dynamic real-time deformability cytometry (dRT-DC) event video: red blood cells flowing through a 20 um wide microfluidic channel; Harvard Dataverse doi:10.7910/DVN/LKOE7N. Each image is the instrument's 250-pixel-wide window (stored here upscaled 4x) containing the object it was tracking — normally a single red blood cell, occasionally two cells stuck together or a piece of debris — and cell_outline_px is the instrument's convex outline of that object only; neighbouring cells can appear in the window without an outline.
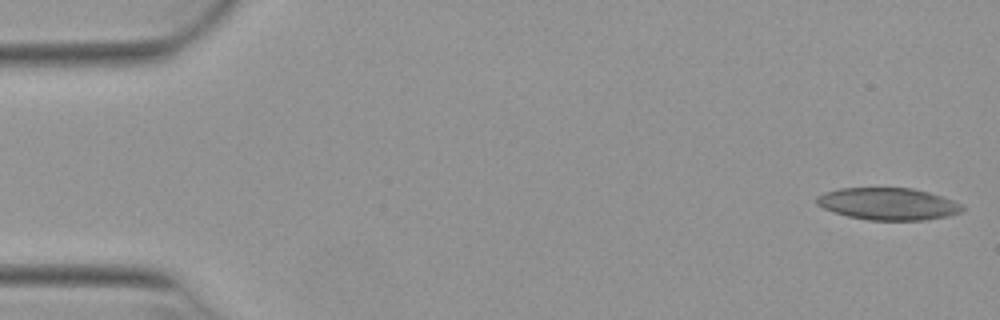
{"species": "Egyptian fruit bat (a non-hibernating species)", "species_latin": "Rousettus aegyptiacus", "temperature_condition": "warm", "stored_images_in_passage": 51, "camera_frame_rate_fps": 3000, "um_per_image_px": 0.085, "animal": {"sex": "female"}, "frame": {"image": 1, "passage_image": 1, "time_ms": 0.0, "image_size_px": [1000, 320], "cell_outline_px": [[964, 208], [960, 212], [948, 216], [924, 220], [868, 220], [848, 216], [832, 212], [816, 204], [816, 196], [824, 192], [840, 188], [912, 188], [928, 192], [952, 200], [960, 204]], "centroid_in_image_um": [75.44, 17.33], "position_along_channel_um": 9.6, "area_um2": 27.17}}
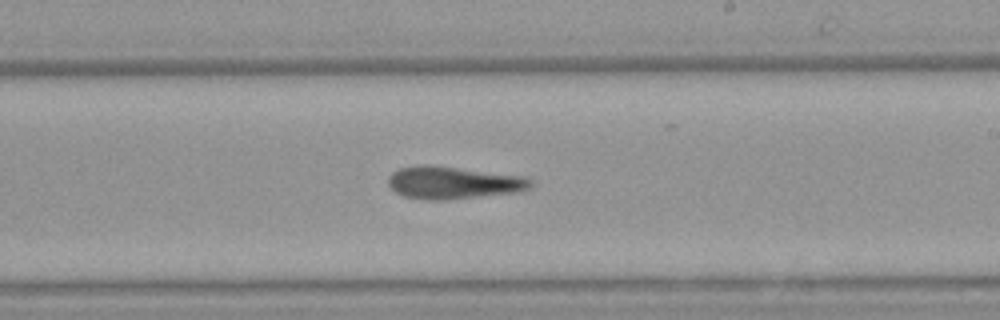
{"frame": {"image": 2, "passage_image": 30, "time_ms": 9.667, "image_size_px": [1000, 320], "cell_outline_px": [[532, 184], [528, 188], [520, 192], [436, 200], [428, 200], [404, 196], [396, 192], [388, 184], [388, 176], [396, 168], [420, 164], [428, 164], [524, 176], [532, 180]], "centroid_in_image_um": [38.48, 15.5], "position_along_channel_um": 250.5, "area_um2": 26.88}}
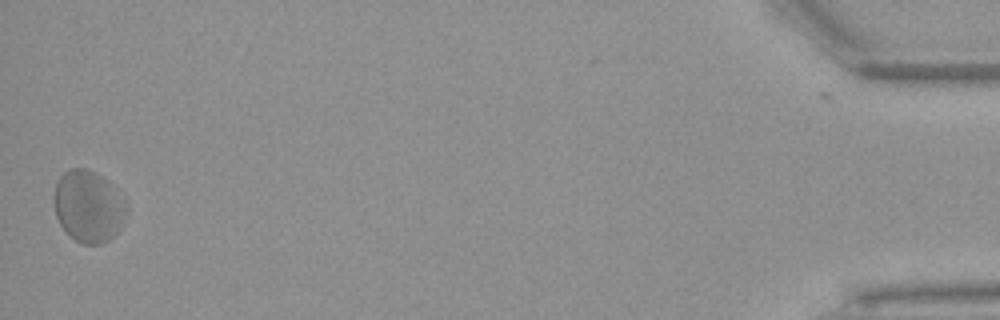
{"frame": {"image": 3, "passage_image": 51, "time_ms": 16.667, "image_size_px": [1000, 320], "cell_outline_px": [[128, 216], [120, 228], [108, 240], [100, 244], [84, 244], [68, 236], [60, 224], [56, 216], [56, 180], [64, 172], [72, 168], [84, 168], [96, 172], [108, 180], [128, 212]], "centroid_in_image_um": [7.51, 17.55], "position_along_channel_um": 427.7, "area_um2": 29.82}, "authors_computed_cell_mechanics": {"area_um2": 27.2238, "velocity_mm_per_s": 3.8959, "shape_relaxation_time_tau1_ms": null, "shape_relaxation_time_tau2_ms": 6.0285, "deformation_change_tau1": null, "deformation_change_tau2": 0.1769}}